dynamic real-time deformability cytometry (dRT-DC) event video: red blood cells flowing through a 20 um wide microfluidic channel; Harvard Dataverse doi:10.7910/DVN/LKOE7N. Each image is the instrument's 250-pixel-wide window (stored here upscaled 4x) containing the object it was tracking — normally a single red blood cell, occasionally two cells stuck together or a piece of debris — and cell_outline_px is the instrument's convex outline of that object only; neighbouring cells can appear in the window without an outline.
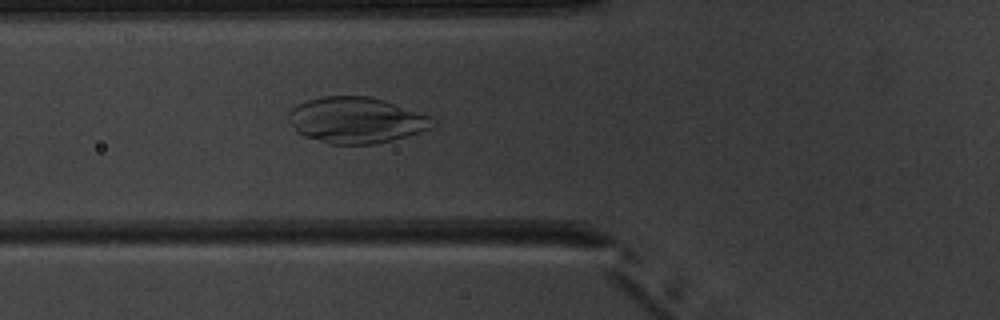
{"species": "common noctule bat (a hibernating species)", "species_latin": "Nyctalus noctula", "temperature_condition": "warm", "stored_images_in_passage": 6, "camera_frame_rate_fps": 3000, "um_per_image_px": 0.085, "animal": {"sex": "male", "body_mass_g": 20.1, "forearm_length_mm": 53.5}, "frame": {"image": 1, "passage_image": 6, "time_ms": 5.667, "image_size_px": [1000, 320], "cell_outline_px": [[436, 120], [432, 128], [408, 136], [392, 140], [372, 144], [332, 144], [304, 136], [296, 132], [288, 120], [288, 112], [296, 104], [320, 96], [368, 96], [384, 100], [432, 116]], "centroid_in_image_um": [30.28, 10.21], "position_along_channel_um": 95.5, "area_um2": 38.84}}